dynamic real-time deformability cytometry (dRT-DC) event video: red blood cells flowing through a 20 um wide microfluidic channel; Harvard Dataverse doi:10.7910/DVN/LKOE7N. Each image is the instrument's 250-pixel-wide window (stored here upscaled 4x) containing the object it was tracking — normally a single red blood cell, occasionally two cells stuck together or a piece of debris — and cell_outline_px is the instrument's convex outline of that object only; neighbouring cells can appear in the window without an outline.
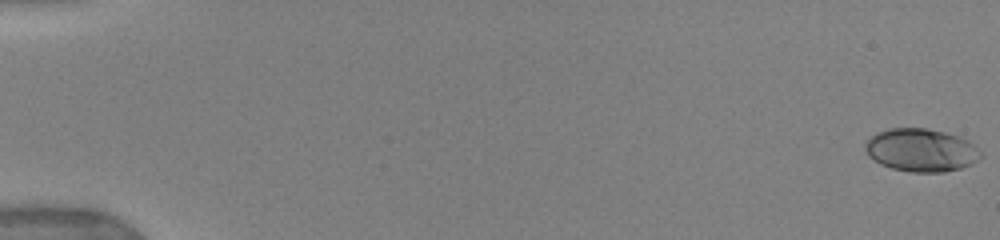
{"species": "human", "species_latin": "Homo sapiens", "temperature_condition": "warm", "stored_images_in_passage": 42, "camera_frame_rate_fps": 3000, "um_per_image_px": 0.085, "donor": {"sex": "female"}, "frame": {"image": 1, "passage_image": 1, "time_ms": 0.0, "image_size_px": [1000, 240], "cell_outline_px": [[984, 156], [972, 164], [960, 168], [944, 172], [912, 172], [892, 168], [880, 164], [868, 156], [864, 148], [864, 144], [876, 132], [888, 128], [924, 128], [944, 132], [960, 136], [968, 140]], "centroid_in_image_um": [78.29, 12.76], "position_along_channel_um": 6.7, "area_um2": 29.02}}
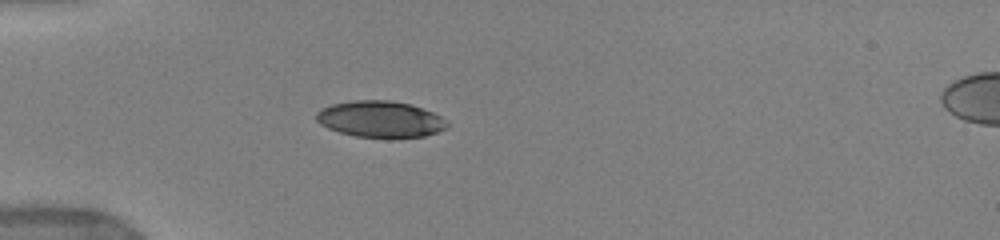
{"frame": {"image": 2, "passage_image": 13, "time_ms": 5.333, "image_size_px": [1000, 240], "cell_outline_px": [[448, 128], [424, 136], [356, 136], [340, 132], [328, 128], [320, 124], [316, 120], [316, 112], [320, 108], [332, 104], [352, 100], [388, 100], [408, 104], [432, 112], [440, 116], [448, 124]], "centroid_in_image_um": [32.27, 10.1], "position_along_channel_um": 52.7, "area_um2": 27.17}}
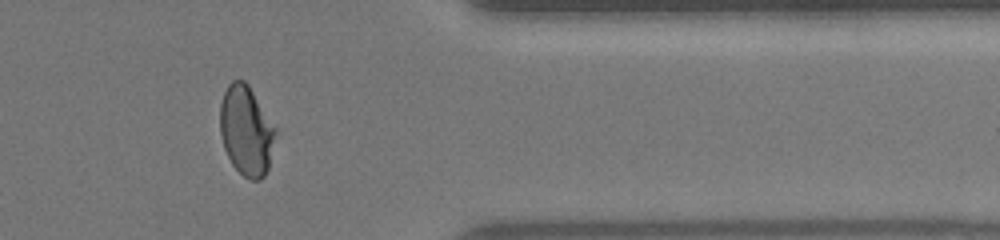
{"frame": {"image": 3, "passage_image": 35, "time_ms": 14.667, "image_size_px": [1000, 240], "cell_outline_px": [[276, 132], [268, 168], [264, 176], [260, 180], [248, 180], [232, 164], [224, 148], [220, 132], [220, 104], [224, 92], [228, 84], [232, 80], [244, 80], [248, 84], [276, 128]], "centroid_in_image_um": [20.92, 11.1], "position_along_channel_um": 390.5, "area_um2": 28.84}, "authors_computed_cell_mechanics": {"area_um2": 28.9578, "velocity_mm_per_s": 3.8959, "shape_relaxation_time_tau1_ms": 5.0334, "shape_relaxation_time_tau2_ms": 0.971, "deformation_change_tau1": 0.1804, "deformation_change_tau2": 0.0425}}